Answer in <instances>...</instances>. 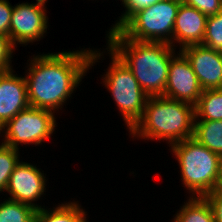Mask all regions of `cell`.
<instances>
[{
  "label": "cell",
  "mask_w": 222,
  "mask_h": 222,
  "mask_svg": "<svg viewBox=\"0 0 222 222\" xmlns=\"http://www.w3.org/2000/svg\"><path fill=\"white\" fill-rule=\"evenodd\" d=\"M195 106L163 96H148L141 119L129 131L132 139L166 140L170 145L194 135Z\"/></svg>",
  "instance_id": "3"
},
{
  "label": "cell",
  "mask_w": 222,
  "mask_h": 222,
  "mask_svg": "<svg viewBox=\"0 0 222 222\" xmlns=\"http://www.w3.org/2000/svg\"><path fill=\"white\" fill-rule=\"evenodd\" d=\"M19 162V150L0 143V193H5L10 175Z\"/></svg>",
  "instance_id": "19"
},
{
  "label": "cell",
  "mask_w": 222,
  "mask_h": 222,
  "mask_svg": "<svg viewBox=\"0 0 222 222\" xmlns=\"http://www.w3.org/2000/svg\"><path fill=\"white\" fill-rule=\"evenodd\" d=\"M185 4L196 8L207 17L222 11V0H187Z\"/></svg>",
  "instance_id": "23"
},
{
  "label": "cell",
  "mask_w": 222,
  "mask_h": 222,
  "mask_svg": "<svg viewBox=\"0 0 222 222\" xmlns=\"http://www.w3.org/2000/svg\"><path fill=\"white\" fill-rule=\"evenodd\" d=\"M203 46L222 52V11L207 17Z\"/></svg>",
  "instance_id": "20"
},
{
  "label": "cell",
  "mask_w": 222,
  "mask_h": 222,
  "mask_svg": "<svg viewBox=\"0 0 222 222\" xmlns=\"http://www.w3.org/2000/svg\"><path fill=\"white\" fill-rule=\"evenodd\" d=\"M56 112L29 106L0 128L2 144L14 149L19 145H36L49 140L55 132ZM2 133V134H1ZM19 147V148H18Z\"/></svg>",
  "instance_id": "7"
},
{
  "label": "cell",
  "mask_w": 222,
  "mask_h": 222,
  "mask_svg": "<svg viewBox=\"0 0 222 222\" xmlns=\"http://www.w3.org/2000/svg\"><path fill=\"white\" fill-rule=\"evenodd\" d=\"M161 0H122V5L125 9L115 24L109 29V31L118 30L135 12L140 9L149 7Z\"/></svg>",
  "instance_id": "21"
},
{
  "label": "cell",
  "mask_w": 222,
  "mask_h": 222,
  "mask_svg": "<svg viewBox=\"0 0 222 222\" xmlns=\"http://www.w3.org/2000/svg\"><path fill=\"white\" fill-rule=\"evenodd\" d=\"M0 202V222H34L36 209L11 199Z\"/></svg>",
  "instance_id": "18"
},
{
  "label": "cell",
  "mask_w": 222,
  "mask_h": 222,
  "mask_svg": "<svg viewBox=\"0 0 222 222\" xmlns=\"http://www.w3.org/2000/svg\"><path fill=\"white\" fill-rule=\"evenodd\" d=\"M90 47L31 56L26 74L28 101L31 107L52 112L63 109L67 99L89 72ZM88 71V72H87Z\"/></svg>",
  "instance_id": "1"
},
{
  "label": "cell",
  "mask_w": 222,
  "mask_h": 222,
  "mask_svg": "<svg viewBox=\"0 0 222 222\" xmlns=\"http://www.w3.org/2000/svg\"><path fill=\"white\" fill-rule=\"evenodd\" d=\"M220 174H221V181L218 190L222 192V155L220 156Z\"/></svg>",
  "instance_id": "26"
},
{
  "label": "cell",
  "mask_w": 222,
  "mask_h": 222,
  "mask_svg": "<svg viewBox=\"0 0 222 222\" xmlns=\"http://www.w3.org/2000/svg\"><path fill=\"white\" fill-rule=\"evenodd\" d=\"M35 1L36 3L22 2L13 6L10 38L16 46H27L29 43L40 41L47 33V1Z\"/></svg>",
  "instance_id": "8"
},
{
  "label": "cell",
  "mask_w": 222,
  "mask_h": 222,
  "mask_svg": "<svg viewBox=\"0 0 222 222\" xmlns=\"http://www.w3.org/2000/svg\"><path fill=\"white\" fill-rule=\"evenodd\" d=\"M172 222H215L211 205L205 197H189Z\"/></svg>",
  "instance_id": "15"
},
{
  "label": "cell",
  "mask_w": 222,
  "mask_h": 222,
  "mask_svg": "<svg viewBox=\"0 0 222 222\" xmlns=\"http://www.w3.org/2000/svg\"><path fill=\"white\" fill-rule=\"evenodd\" d=\"M87 211L82 208L79 201L61 203L55 207L38 209L34 222H88Z\"/></svg>",
  "instance_id": "14"
},
{
  "label": "cell",
  "mask_w": 222,
  "mask_h": 222,
  "mask_svg": "<svg viewBox=\"0 0 222 222\" xmlns=\"http://www.w3.org/2000/svg\"><path fill=\"white\" fill-rule=\"evenodd\" d=\"M40 171L36 165L20 161L10 175L9 183L5 192L8 199L28 204L36 210L43 208L36 201L46 195V174Z\"/></svg>",
  "instance_id": "9"
},
{
  "label": "cell",
  "mask_w": 222,
  "mask_h": 222,
  "mask_svg": "<svg viewBox=\"0 0 222 222\" xmlns=\"http://www.w3.org/2000/svg\"><path fill=\"white\" fill-rule=\"evenodd\" d=\"M106 45L131 70L148 96H163L176 48L165 42L128 39L119 29L107 31Z\"/></svg>",
  "instance_id": "2"
},
{
  "label": "cell",
  "mask_w": 222,
  "mask_h": 222,
  "mask_svg": "<svg viewBox=\"0 0 222 222\" xmlns=\"http://www.w3.org/2000/svg\"><path fill=\"white\" fill-rule=\"evenodd\" d=\"M180 2L161 0L135 12L119 30L137 41L165 42L173 47V29Z\"/></svg>",
  "instance_id": "6"
},
{
  "label": "cell",
  "mask_w": 222,
  "mask_h": 222,
  "mask_svg": "<svg viewBox=\"0 0 222 222\" xmlns=\"http://www.w3.org/2000/svg\"><path fill=\"white\" fill-rule=\"evenodd\" d=\"M203 89L186 56L179 50L172 57L163 97L196 105Z\"/></svg>",
  "instance_id": "10"
},
{
  "label": "cell",
  "mask_w": 222,
  "mask_h": 222,
  "mask_svg": "<svg viewBox=\"0 0 222 222\" xmlns=\"http://www.w3.org/2000/svg\"><path fill=\"white\" fill-rule=\"evenodd\" d=\"M27 83L13 69L0 74V128L28 108Z\"/></svg>",
  "instance_id": "12"
},
{
  "label": "cell",
  "mask_w": 222,
  "mask_h": 222,
  "mask_svg": "<svg viewBox=\"0 0 222 222\" xmlns=\"http://www.w3.org/2000/svg\"><path fill=\"white\" fill-rule=\"evenodd\" d=\"M173 1H177V2H180V3H185L187 0H173Z\"/></svg>",
  "instance_id": "27"
},
{
  "label": "cell",
  "mask_w": 222,
  "mask_h": 222,
  "mask_svg": "<svg viewBox=\"0 0 222 222\" xmlns=\"http://www.w3.org/2000/svg\"><path fill=\"white\" fill-rule=\"evenodd\" d=\"M211 205L215 222H222V192L216 189L205 196Z\"/></svg>",
  "instance_id": "25"
},
{
  "label": "cell",
  "mask_w": 222,
  "mask_h": 222,
  "mask_svg": "<svg viewBox=\"0 0 222 222\" xmlns=\"http://www.w3.org/2000/svg\"><path fill=\"white\" fill-rule=\"evenodd\" d=\"M16 46L9 36L0 35V74L13 69V53Z\"/></svg>",
  "instance_id": "22"
},
{
  "label": "cell",
  "mask_w": 222,
  "mask_h": 222,
  "mask_svg": "<svg viewBox=\"0 0 222 222\" xmlns=\"http://www.w3.org/2000/svg\"><path fill=\"white\" fill-rule=\"evenodd\" d=\"M178 161L183 187L190 197H205L218 189L221 181L220 156L196 139L189 138L169 146Z\"/></svg>",
  "instance_id": "4"
},
{
  "label": "cell",
  "mask_w": 222,
  "mask_h": 222,
  "mask_svg": "<svg viewBox=\"0 0 222 222\" xmlns=\"http://www.w3.org/2000/svg\"><path fill=\"white\" fill-rule=\"evenodd\" d=\"M13 6L8 0H0V35L10 37V22Z\"/></svg>",
  "instance_id": "24"
},
{
  "label": "cell",
  "mask_w": 222,
  "mask_h": 222,
  "mask_svg": "<svg viewBox=\"0 0 222 222\" xmlns=\"http://www.w3.org/2000/svg\"><path fill=\"white\" fill-rule=\"evenodd\" d=\"M207 16L196 8L181 3L173 29V47L178 49L189 46L202 44L206 29ZM176 43V44H175Z\"/></svg>",
  "instance_id": "13"
},
{
  "label": "cell",
  "mask_w": 222,
  "mask_h": 222,
  "mask_svg": "<svg viewBox=\"0 0 222 222\" xmlns=\"http://www.w3.org/2000/svg\"><path fill=\"white\" fill-rule=\"evenodd\" d=\"M222 120V89L203 90L195 105L194 121Z\"/></svg>",
  "instance_id": "17"
},
{
  "label": "cell",
  "mask_w": 222,
  "mask_h": 222,
  "mask_svg": "<svg viewBox=\"0 0 222 222\" xmlns=\"http://www.w3.org/2000/svg\"><path fill=\"white\" fill-rule=\"evenodd\" d=\"M200 144L210 151L222 155V120L194 121V135Z\"/></svg>",
  "instance_id": "16"
},
{
  "label": "cell",
  "mask_w": 222,
  "mask_h": 222,
  "mask_svg": "<svg viewBox=\"0 0 222 222\" xmlns=\"http://www.w3.org/2000/svg\"><path fill=\"white\" fill-rule=\"evenodd\" d=\"M105 49L103 52L100 49H91L89 69L97 64L96 62H100L98 61L101 60L100 58H104V53H108L111 62L101 80H103V86L111 93L127 129L130 131L143 116L148 95L139 86L133 73L123 61L108 47Z\"/></svg>",
  "instance_id": "5"
},
{
  "label": "cell",
  "mask_w": 222,
  "mask_h": 222,
  "mask_svg": "<svg viewBox=\"0 0 222 222\" xmlns=\"http://www.w3.org/2000/svg\"><path fill=\"white\" fill-rule=\"evenodd\" d=\"M180 51L189 60L203 90L222 89V52L201 44Z\"/></svg>",
  "instance_id": "11"
}]
</instances>
